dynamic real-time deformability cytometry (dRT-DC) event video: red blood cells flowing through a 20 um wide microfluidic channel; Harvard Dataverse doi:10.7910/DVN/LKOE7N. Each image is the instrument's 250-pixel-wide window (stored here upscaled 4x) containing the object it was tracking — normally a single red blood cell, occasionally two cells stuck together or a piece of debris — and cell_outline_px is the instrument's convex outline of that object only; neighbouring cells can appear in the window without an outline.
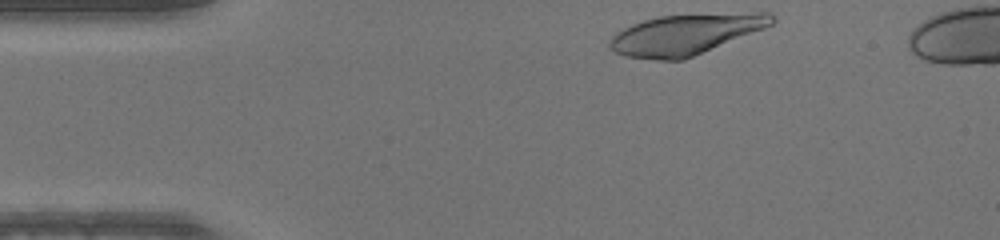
{"species": "human", "species_latin": "Homo sapiens", "temperature_condition": "warm", "stored_images_in_passage": 33, "camera_frame_rate_fps": 3000, "um_per_image_px": 0.085, "donor": {"sex": "male"}, "frame": {"image": 1, "passage_image": 1, "time_ms": 0.0, "image_size_px": [1000, 240], "cell_outline_px": [[776, 20], [772, 24], [764, 28], [684, 60], [656, 60], [624, 56], [616, 52], [608, 44], [608, 40], [616, 32], [632, 24], [644, 20], [660, 16], [756, 12], [772, 12]], "centroid_in_image_um": [58.27, 2.92], "position_along_channel_um": 26.7, "area_um2": 38.15}}
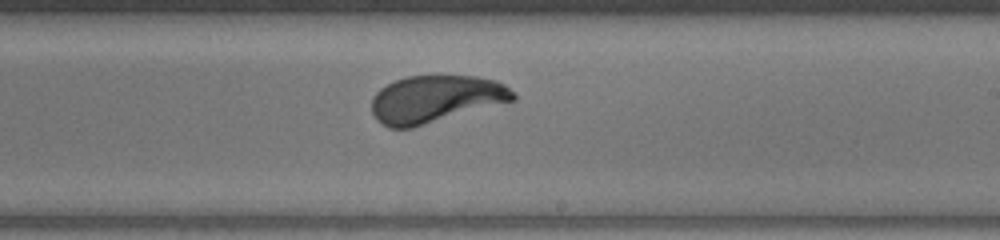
{"frame": {"image": 2, "passage_image": 22, "time_ms": 7.0, "image_size_px": [1000, 240], "cell_outline_px": [[516, 100], [412, 128], [388, 128], [376, 120], [372, 112], [372, 96], [380, 88], [396, 80], [408, 76], [476, 76], [496, 80], [504, 84], [516, 92]], "centroid_in_image_um": [37.04, 8.42], "position_along_channel_um": 252.0, "area_um2": 39.19}}
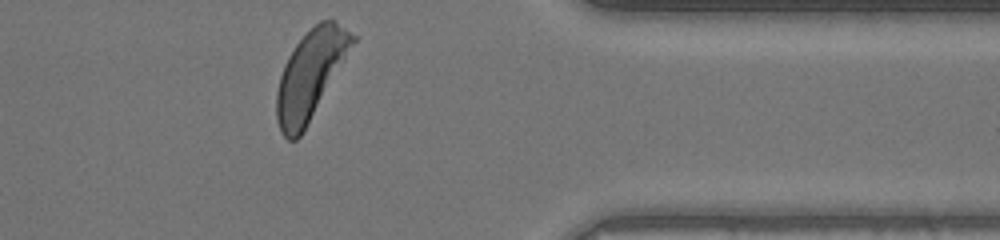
{"frame": {"image": 3, "passage_image": 33, "time_ms": 10.667, "image_size_px": [1000, 240], "cell_outline_px": [[360, 36], [304, 132], [296, 140], [288, 140], [280, 132], [276, 120], [276, 92], [280, 76], [284, 64], [288, 56], [296, 44], [320, 20], [332, 20]], "centroid_in_image_um": [26.42, 6.38], "position_along_channel_um": 385.0, "area_um2": 39.42}}